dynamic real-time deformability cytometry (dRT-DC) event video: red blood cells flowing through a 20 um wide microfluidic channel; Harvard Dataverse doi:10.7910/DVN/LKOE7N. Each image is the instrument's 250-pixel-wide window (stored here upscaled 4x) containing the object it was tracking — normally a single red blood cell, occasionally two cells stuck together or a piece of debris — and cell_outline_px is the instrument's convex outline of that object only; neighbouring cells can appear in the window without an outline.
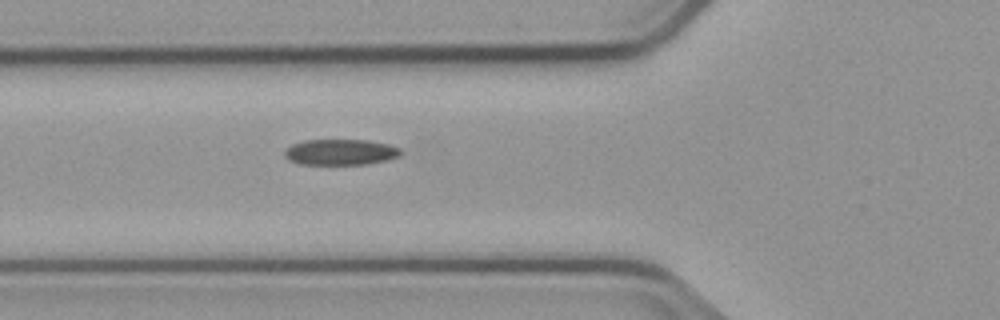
{"species": "common noctule bat (a hibernating species)", "species_latin": "Nyctalus noctula", "temperature_condition": "cold", "stored_images_in_passage": 5, "camera_frame_rate_fps": 3000, "um_per_image_px": 0.085, "animal": {"sex": "male", "body_mass_g": 23.1, "forearm_length_mm": 52.7}, "frame": {"image": 1, "passage_image": 5, "time_ms": 4.667, "image_size_px": [1000, 320], "cell_outline_px": [[400, 156], [388, 160], [368, 164], [300, 164], [288, 160], [284, 156], [284, 152], [292, 144], [304, 140], [368, 140], [388, 144], [400, 148]], "centroid_in_image_um": [28.94, 12.93], "position_along_channel_um": 96.9, "area_um2": 17.51}}